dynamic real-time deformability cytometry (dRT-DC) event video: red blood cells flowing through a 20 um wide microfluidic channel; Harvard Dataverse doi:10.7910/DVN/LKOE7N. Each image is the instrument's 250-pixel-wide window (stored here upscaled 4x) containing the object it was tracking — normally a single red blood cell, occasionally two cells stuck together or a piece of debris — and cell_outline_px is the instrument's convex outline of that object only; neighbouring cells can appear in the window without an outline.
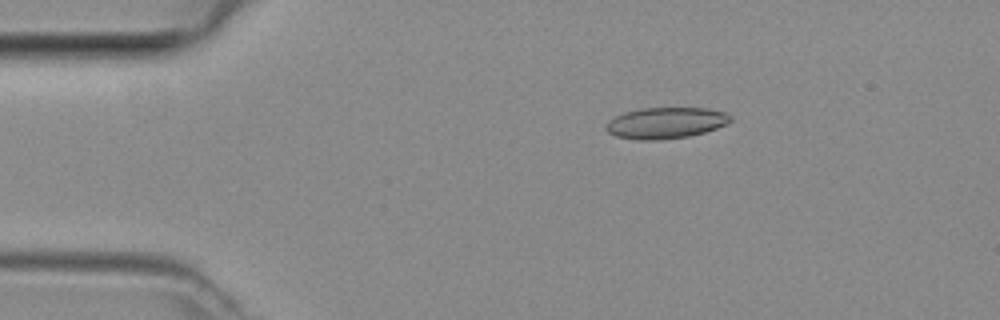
{"species": "common noctule bat (a hibernating species)", "species_latin": "Nyctalus noctula", "temperature_condition": "room temperature", "stored_images_in_passage": 6, "camera_frame_rate_fps": 3000, "um_per_image_px": 0.085, "animal": {"sex": "female", "body_mass_g": 29.2, "forearm_length_mm": 56.3}, "frame": {"image": 1, "passage_image": 3, "time_ms": 0.667, "image_size_px": [1000, 320], "cell_outline_px": [[732, 120], [716, 128], [704, 132], [688, 136], [656, 140], [640, 140], [616, 136], [608, 132], [604, 128], [604, 124], [608, 120], [624, 112], [640, 108], [708, 108], [724, 112], [732, 116]], "centroid_in_image_um": [56.55, 10.44], "position_along_channel_um": 28.5, "area_um2": 22.6}}
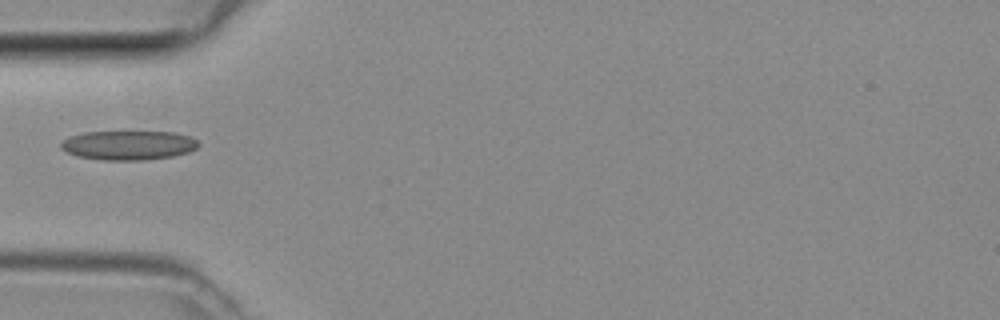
{"frame": {"image": 2, "passage_image": 5, "time_ms": 1.333, "image_size_px": [1000, 320], "cell_outline_px": [[200, 144], [196, 148], [188, 152], [172, 156], [144, 160], [104, 160], [76, 156], [60, 148], [60, 144], [68, 136], [84, 132], [176, 132], [192, 136]], "centroid_in_image_um": [10.92, 12.34], "position_along_channel_um": 74.1, "area_um2": 23.52}}
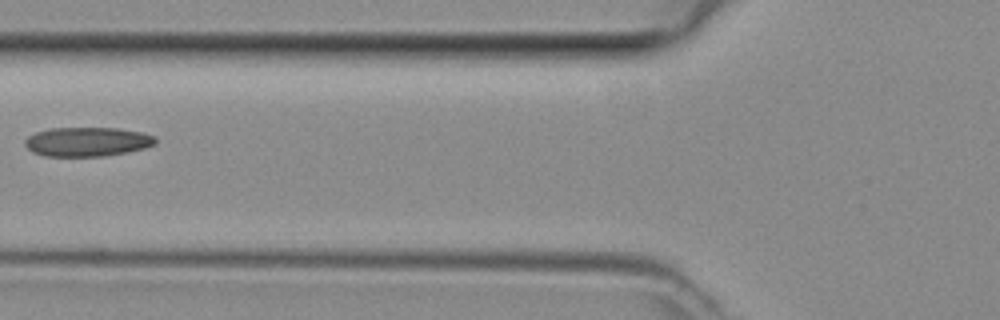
{"frame": {"image": 3, "passage_image": 6, "time_ms": 1.667, "image_size_px": [1000, 320], "cell_outline_px": [[156, 144], [144, 148], [128, 152], [104, 156], [44, 156], [32, 152], [24, 144], [24, 140], [28, 136], [36, 132], [48, 128], [116, 128], [144, 132], [156, 136]], "centroid_in_image_um": [7.43, 12.04], "position_along_channel_um": 118.4, "area_um2": 22.43}}